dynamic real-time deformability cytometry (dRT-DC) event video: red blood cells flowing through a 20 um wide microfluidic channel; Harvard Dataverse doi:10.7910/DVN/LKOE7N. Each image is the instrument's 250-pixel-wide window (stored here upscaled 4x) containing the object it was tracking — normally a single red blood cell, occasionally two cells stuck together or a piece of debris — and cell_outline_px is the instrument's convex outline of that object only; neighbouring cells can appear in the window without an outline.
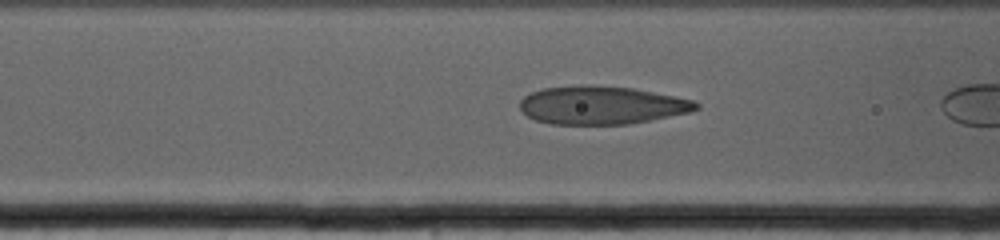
{"species": "human", "species_latin": "Homo sapiens", "temperature_condition": "cold", "stored_images_in_passage": 9, "camera_frame_rate_fps": 3000, "um_per_image_px": 0.085, "donor": {"sex": "female"}, "frame": {"image": 1, "passage_image": 7, "time_ms": 2.0, "image_size_px": [1000, 240], "cell_outline_px": [[700, 108], [692, 112], [628, 124], [552, 124], [536, 120], [528, 116], [520, 108], [520, 100], [524, 96], [532, 92], [544, 88], [584, 84], [632, 88], [692, 100], [700, 104]], "centroid_in_image_um": [51.13, 8.94], "position_along_channel_um": 115.5, "area_um2": 39.02}}